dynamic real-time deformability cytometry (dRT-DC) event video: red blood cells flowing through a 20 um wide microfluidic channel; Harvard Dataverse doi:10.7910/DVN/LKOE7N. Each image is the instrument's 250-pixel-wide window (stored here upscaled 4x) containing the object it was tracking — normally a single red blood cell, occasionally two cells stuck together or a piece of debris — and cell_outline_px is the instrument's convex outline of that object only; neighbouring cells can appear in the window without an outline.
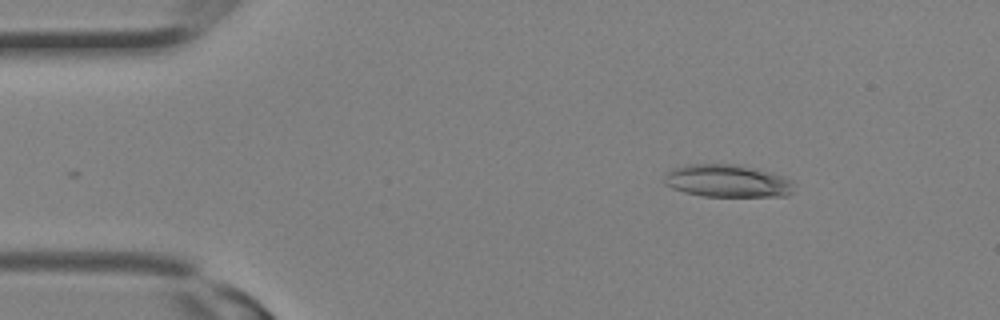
{"species": "Egyptian fruit bat (a non-hibernating species)", "species_latin": "Rousettus aegyptiacus", "temperature_condition": "room temperature", "stored_images_in_passage": 27, "camera_frame_rate_fps": 3000, "um_per_image_px": 0.085, "animal": {"sex": "female"}, "frame": {"image": 1, "passage_image": 2, "time_ms": 0.333, "image_size_px": [1000, 320], "cell_outline_px": [[792, 192], [788, 196], [704, 196], [684, 192], [672, 188], [664, 184], [664, 176], [672, 168], [688, 164], [740, 164], [768, 172], [792, 180]], "centroid_in_image_um": [61.78, 15.38], "position_along_channel_um": 23.2, "area_um2": 24.57}}
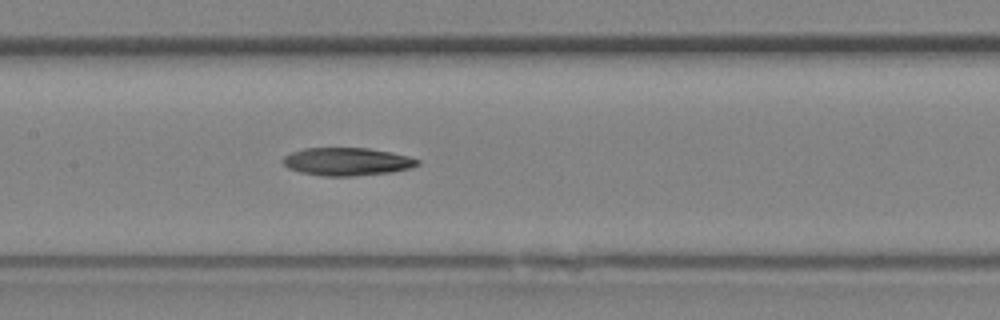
{"frame": {"image": 2, "passage_image": 12, "time_ms": 3.667, "image_size_px": [1000, 320], "cell_outline_px": [[420, 164], [408, 168], [392, 172], [352, 176], [324, 176], [300, 172], [288, 168], [280, 160], [284, 156], [292, 152], [304, 148], [368, 148], [408, 156], [420, 160]], "centroid_in_image_um": [29.46, 13.74], "position_along_channel_um": 177.9, "area_um2": 21.79}}
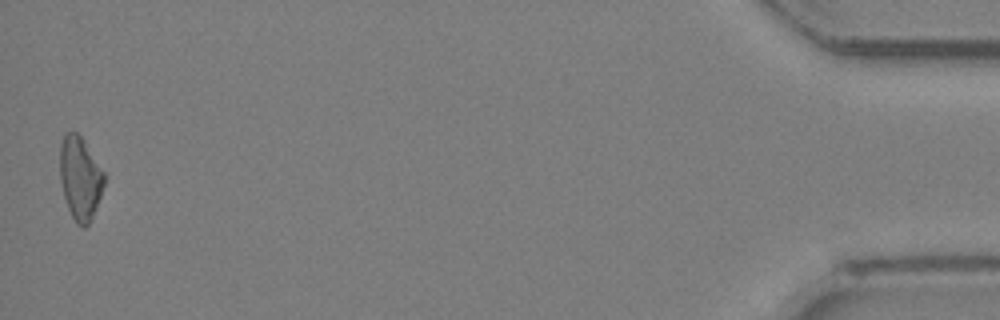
{"frame": {"image": 3, "passage_image": 27, "time_ms": 8.667, "image_size_px": [1000, 320], "cell_outline_px": [[104, 184], [96, 208], [88, 224], [84, 228], [76, 224], [68, 208], [64, 196], [60, 180], [60, 144], [64, 132], [76, 132], [84, 140], [104, 172]], "centroid_in_image_um": [6.79, 15.12], "position_along_channel_um": 428.4, "area_um2": 21.33}}